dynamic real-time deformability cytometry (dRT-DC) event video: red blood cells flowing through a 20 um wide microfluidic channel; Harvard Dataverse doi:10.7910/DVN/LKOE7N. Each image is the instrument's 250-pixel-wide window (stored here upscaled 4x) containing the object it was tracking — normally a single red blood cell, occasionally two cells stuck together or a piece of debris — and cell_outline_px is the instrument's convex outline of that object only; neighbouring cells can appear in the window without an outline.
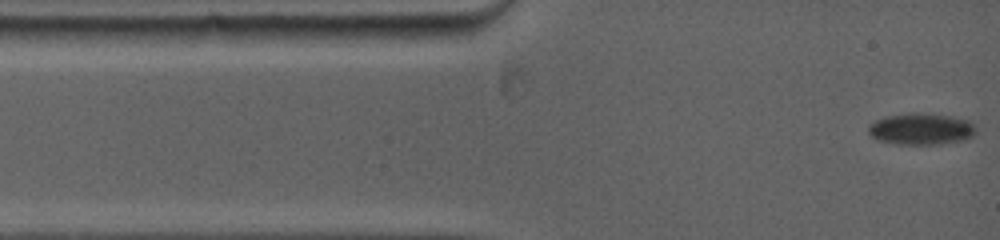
{"species": "common noctule bat (a hibernating species)", "species_latin": "Nyctalus noctula", "temperature_condition": "warm", "stored_images_in_passage": 30, "camera_frame_rate_fps": 5000, "um_per_image_px": 0.085, "animal": {"sex": "female", "body_mass_g": 19.0, "forearm_length_mm": 53.3}, "frame": {"image": 1, "passage_image": 1, "time_ms": 0.0, "image_size_px": [1000, 240], "cell_outline_px": [[976, 132], [972, 136], [960, 140], [936, 144], [900, 144], [876, 140], [868, 132], [868, 124], [884, 116], [908, 112], [916, 112], [952, 116], [968, 120], [976, 128]], "centroid_in_image_um": [78.24, 10.94], "position_along_channel_um": 6.8, "area_um2": 19.83}}
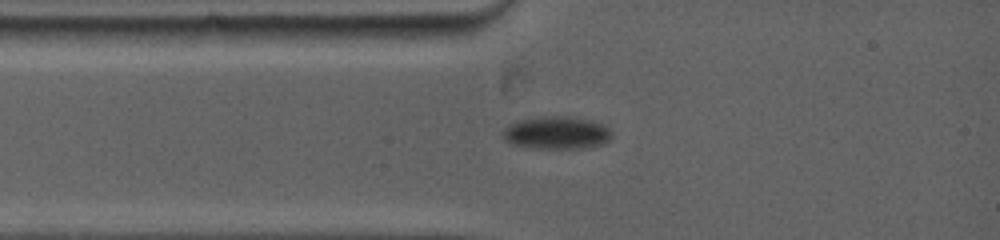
{"frame": {"image": 2, "passage_image": 16, "time_ms": 2.4, "image_size_px": [1000, 240], "cell_outline_px": [[612, 136], [608, 140], [600, 144], [580, 148], [540, 148], [512, 144], [504, 140], [504, 128], [508, 124], [516, 120], [544, 116], [568, 116], [592, 120], [604, 124], [612, 132]], "centroid_in_image_um": [47.31, 11.26], "position_along_channel_um": 37.7, "area_um2": 20.69}}
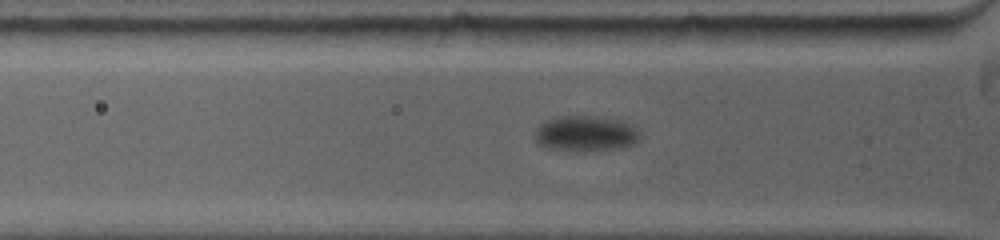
{"frame": {"image": 3, "passage_image": 25, "time_ms": 3.6, "image_size_px": [1000, 240], "cell_outline_px": [[640, 136], [636, 144], [620, 148], [580, 152], [568, 152], [544, 148], [536, 144], [536, 128], [544, 120], [556, 116], [596, 116], [620, 120], [632, 124], [640, 132]], "centroid_in_image_um": [49.75, 11.37], "position_along_channel_um": 76.0, "area_um2": 22.54}}